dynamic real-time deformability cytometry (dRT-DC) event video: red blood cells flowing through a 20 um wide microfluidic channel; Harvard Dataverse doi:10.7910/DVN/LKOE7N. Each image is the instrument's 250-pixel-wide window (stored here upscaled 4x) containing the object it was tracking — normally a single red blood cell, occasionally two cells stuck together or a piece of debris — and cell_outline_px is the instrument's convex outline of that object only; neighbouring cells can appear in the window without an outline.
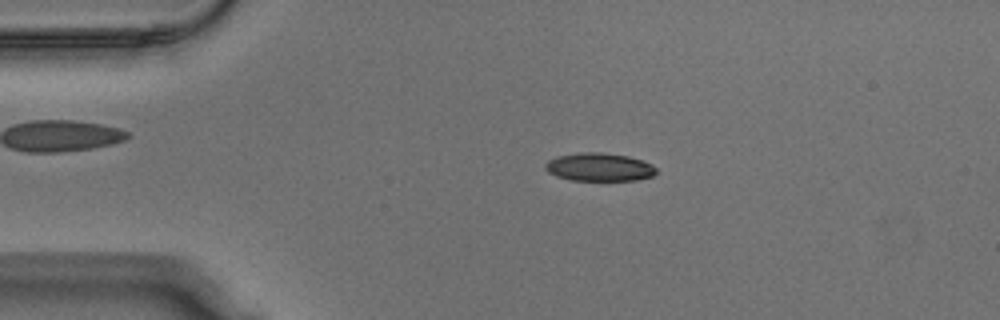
{"species": "Egyptian fruit bat (a non-hibernating species)", "species_latin": "Rousettus aegyptiacus", "temperature_condition": "warm", "stored_images_in_passage": 4, "camera_frame_rate_fps": 3000, "um_per_image_px": 0.085, "animal": {"sex": "male"}, "frame": {"image": 1, "passage_image": 3, "time_ms": 0.667, "image_size_px": [1000, 320], "cell_outline_px": [[656, 172], [652, 176], [636, 180], [572, 180], [556, 176], [548, 172], [544, 168], [544, 164], [548, 160], [556, 156], [580, 152], [600, 152], [628, 156], [652, 164], [656, 168]], "centroid_in_image_um": [50.9, 14.19], "position_along_channel_um": 34.1, "area_um2": 18.21}}